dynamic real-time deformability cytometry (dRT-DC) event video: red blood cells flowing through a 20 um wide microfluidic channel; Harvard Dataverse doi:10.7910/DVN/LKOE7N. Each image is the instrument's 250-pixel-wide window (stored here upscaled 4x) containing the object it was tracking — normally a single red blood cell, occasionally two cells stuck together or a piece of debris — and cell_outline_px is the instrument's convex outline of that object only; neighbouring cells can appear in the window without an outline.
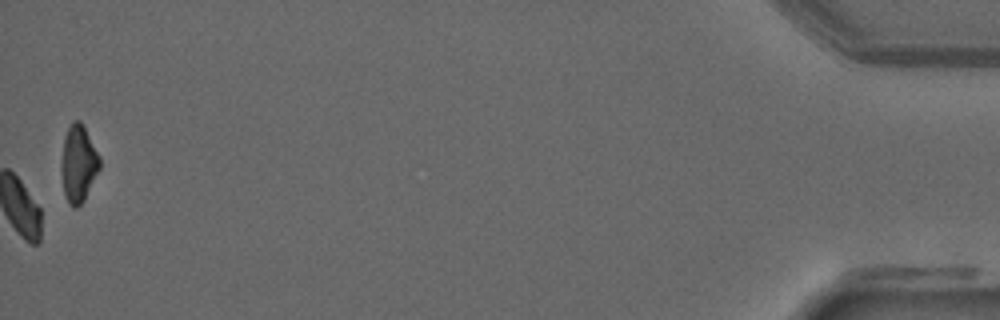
{"species": "common noctule bat (a hibernating species)", "species_latin": "Nyctalus noctula", "temperature_condition": "warm", "stored_images_in_passage": 52, "camera_frame_rate_fps": 3000, "um_per_image_px": 0.085, "animal": {"sex": "male", "forearm_length_mm": 52.5}, "frame": {"image": 1, "passage_image": 52, "time_ms": 17.0, "image_size_px": [1000, 320], "cell_outline_px": [[100, 168], [84, 200], [76, 208], [72, 208], [68, 204], [64, 192], [60, 168], [60, 164], [64, 136], [72, 120], [80, 120], [84, 124], [100, 156]], "centroid_in_image_um": [6.66, 13.88], "position_along_channel_um": 428.5, "area_um2": 17.57}}